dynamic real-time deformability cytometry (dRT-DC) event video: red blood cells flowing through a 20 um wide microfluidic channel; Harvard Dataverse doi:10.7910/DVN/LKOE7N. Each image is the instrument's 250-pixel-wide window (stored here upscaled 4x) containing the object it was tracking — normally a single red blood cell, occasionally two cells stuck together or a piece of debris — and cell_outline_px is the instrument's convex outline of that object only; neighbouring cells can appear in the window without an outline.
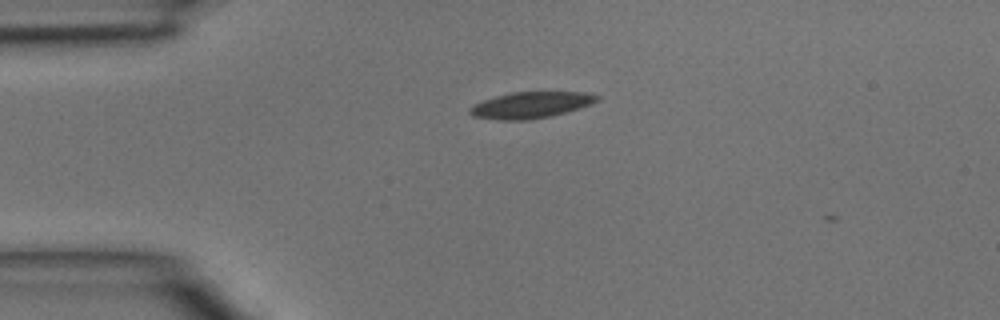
{"species": "common noctule bat (a hibernating species)", "species_latin": "Nyctalus noctula", "temperature_condition": "room temperature", "stored_images_in_passage": 2, "camera_frame_rate_fps": 3000, "um_per_image_px": 0.085, "animal": {"sex": "male", "body_mass_g": 15.6}, "frame": {"image": 1, "passage_image": 1, "time_ms": 0.0, "image_size_px": [1000, 320], "cell_outline_px": [[600, 100], [592, 104], [580, 108], [552, 116], [528, 120], [500, 120], [472, 116], [468, 112], [468, 108], [484, 100], [496, 96], [512, 92], [588, 92], [600, 96]], "centroid_in_image_um": [45.16, 8.93], "position_along_channel_um": 39.8, "area_um2": 19.59}}